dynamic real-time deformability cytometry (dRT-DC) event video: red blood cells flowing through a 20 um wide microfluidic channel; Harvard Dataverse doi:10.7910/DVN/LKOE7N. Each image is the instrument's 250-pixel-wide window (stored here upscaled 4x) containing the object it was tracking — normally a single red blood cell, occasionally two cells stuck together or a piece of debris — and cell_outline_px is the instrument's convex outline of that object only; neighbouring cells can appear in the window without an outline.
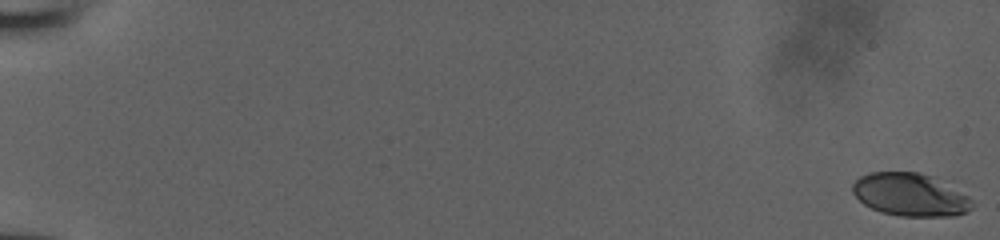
{"species": "human", "species_latin": "Homo sapiens", "temperature_condition": "room temperature", "stored_images_in_passage": 20, "camera_frame_rate_fps": 3000, "um_per_image_px": 0.085, "donor": {"sex": "male"}, "frame": {"image": 1, "passage_image": 1, "time_ms": 0.0, "image_size_px": [1000, 240], "cell_outline_px": [[976, 204], [968, 212], [956, 216], [900, 216], [880, 212], [864, 204], [852, 192], [852, 184], [860, 176], [872, 172], [920, 172], [936, 176], [968, 196]], "centroid_in_image_um": [77.42, 16.55], "position_along_channel_um": 7.6, "area_um2": 30.29}}
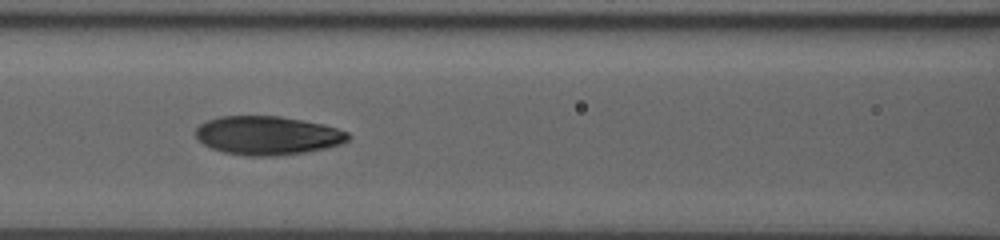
{"frame": {"image": 2, "passage_image": 15, "time_ms": 4.667, "image_size_px": [1000, 240], "cell_outline_px": [[352, 136], [348, 140], [340, 144], [328, 148], [304, 152], [276, 156], [248, 156], [224, 152], [212, 148], [204, 144], [196, 136], [196, 128], [200, 124], [208, 120], [220, 116], [280, 116], [324, 124], [348, 132]], "centroid_in_image_um": [22.77, 11.51], "position_along_channel_um": 143.8, "area_um2": 34.39}}
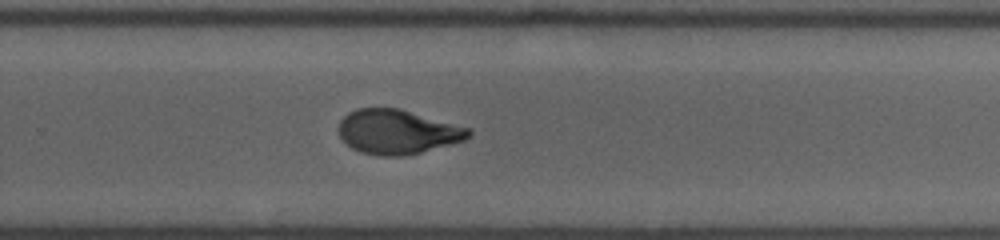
{"frame": {"image": 3, "passage_image": 20, "time_ms": 6.333, "image_size_px": [1000, 240], "cell_outline_px": [[472, 136], [464, 140], [420, 152], [400, 156], [380, 156], [360, 152], [352, 148], [340, 136], [340, 120], [348, 112], [356, 108], [400, 108], [472, 128]], "centroid_in_image_um": [33.81, 11.19], "position_along_channel_um": 296.0, "area_um2": 33.64}}